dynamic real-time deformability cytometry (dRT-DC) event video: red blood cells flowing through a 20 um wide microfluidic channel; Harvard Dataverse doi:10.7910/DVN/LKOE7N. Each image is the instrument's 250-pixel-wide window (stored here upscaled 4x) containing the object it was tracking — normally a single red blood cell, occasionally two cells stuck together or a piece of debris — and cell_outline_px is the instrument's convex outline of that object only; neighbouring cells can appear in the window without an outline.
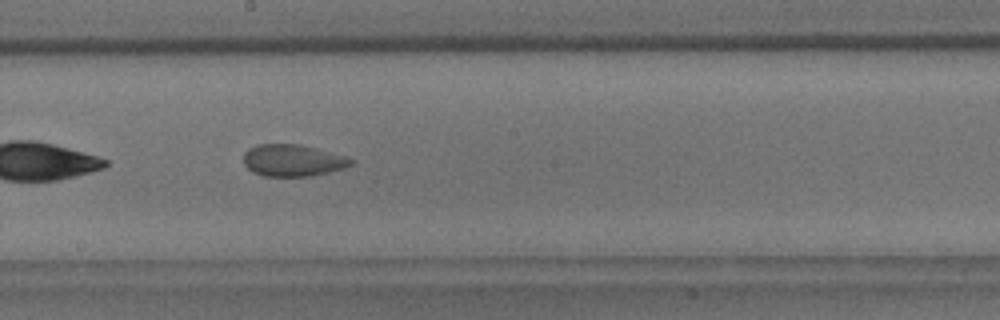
{"species": "common noctule bat (a hibernating species)", "species_latin": "Nyctalus noctula", "temperature_condition": "room temperature", "stored_images_in_passage": 45, "camera_frame_rate_fps": 3000, "um_per_image_px": 0.085, "animal": {"sex": "male", "body_mass_g": 18.8}, "frame": {"image": 1, "passage_image": 20, "time_ms": 6.333, "image_size_px": [1000, 320], "cell_outline_px": [[356, 160], [352, 164], [344, 168], [312, 176], [264, 176], [252, 172], [244, 164], [244, 152], [248, 148], [256, 144], [300, 144], [316, 148], [344, 156]], "centroid_in_image_um": [24.87, 13.63], "position_along_channel_um": 223.3, "area_um2": 20.0}}